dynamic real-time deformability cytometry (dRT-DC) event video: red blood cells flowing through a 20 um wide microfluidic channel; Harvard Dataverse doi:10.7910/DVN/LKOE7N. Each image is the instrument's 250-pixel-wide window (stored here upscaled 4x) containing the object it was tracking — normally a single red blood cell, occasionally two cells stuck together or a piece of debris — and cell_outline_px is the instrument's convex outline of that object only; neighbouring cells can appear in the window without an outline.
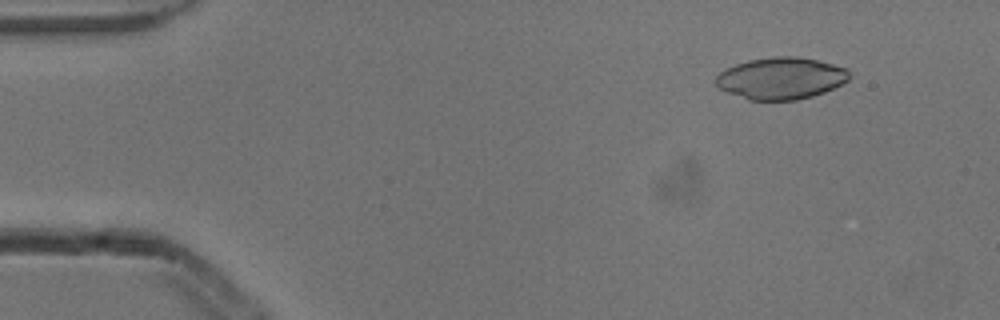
{"species": "common noctule bat (a hibernating species)", "species_latin": "Nyctalus noctula", "temperature_condition": "cold", "stored_images_in_passage": 4, "camera_frame_rate_fps": 3000, "um_per_image_px": 0.085, "animal": {"sex": "male", "body_mass_g": 13.3}, "frame": {"image": 1, "passage_image": 2, "time_ms": 0.333, "image_size_px": [1000, 320], "cell_outline_px": [[852, 76], [848, 80], [824, 92], [812, 96], [796, 100], [748, 100], [728, 92], [720, 88], [716, 84], [716, 76], [724, 68], [748, 60], [772, 56], [796, 56], [816, 60], [848, 68]], "centroid_in_image_um": [66.38, 6.64], "position_along_channel_um": 18.6, "area_um2": 32.6}}